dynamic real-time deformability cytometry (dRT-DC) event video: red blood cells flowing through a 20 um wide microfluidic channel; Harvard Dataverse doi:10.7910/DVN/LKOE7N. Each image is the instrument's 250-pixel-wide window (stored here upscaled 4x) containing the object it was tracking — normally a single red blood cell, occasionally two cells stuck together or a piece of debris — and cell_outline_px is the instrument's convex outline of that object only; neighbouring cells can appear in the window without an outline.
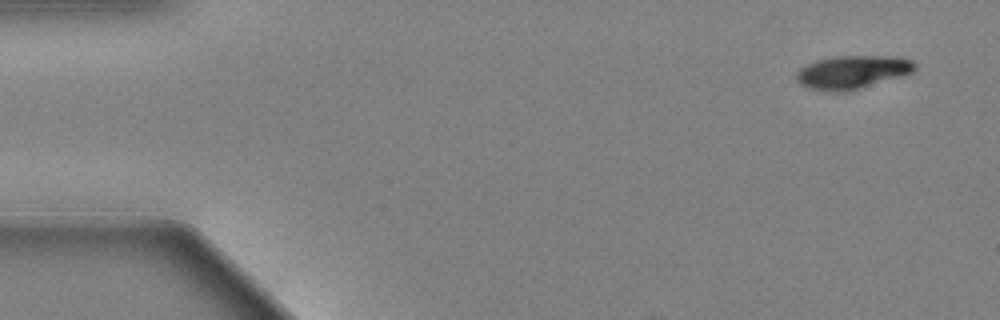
{"species": "Egyptian fruit bat (a non-hibernating species)", "species_latin": "Rousettus aegyptiacus", "temperature_condition": "warm", "stored_images_in_passage": 16, "camera_frame_rate_fps": 3000, "um_per_image_px": 0.085, "animal": {"sex": "female"}, "frame": {"image": 1, "passage_image": 1, "time_ms": 0.0, "image_size_px": [1000, 320], "cell_outline_px": [[916, 68], [912, 72], [852, 92], [836, 92], [812, 88], [800, 84], [796, 80], [796, 72], [800, 68], [816, 60], [836, 56], [896, 56], [912, 60], [916, 64]], "centroid_in_image_um": [72.46, 6.13], "position_along_channel_um": 12.5, "area_um2": 23.06}}
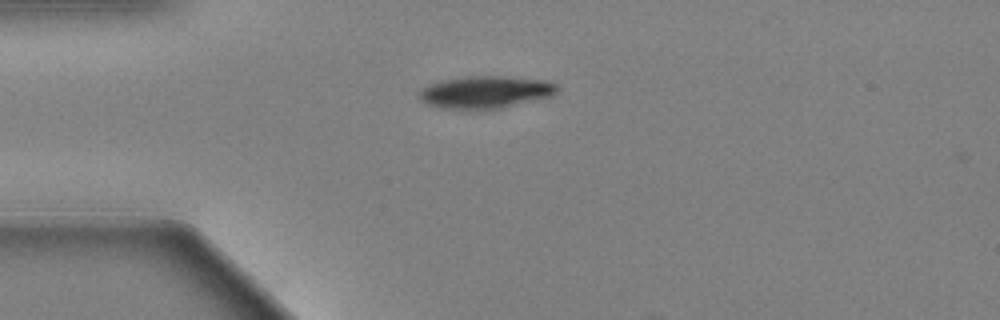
{"frame": {"image": 2, "passage_image": 13, "time_ms": 4.0, "image_size_px": [1000, 320], "cell_outline_px": [[560, 88], [552, 96], [484, 112], [440, 108], [424, 104], [420, 100], [416, 92], [420, 88], [428, 84], [440, 80], [468, 76], [504, 76], [548, 80], [556, 84]], "centroid_in_image_um": [41.19, 7.86], "position_along_channel_um": 43.8, "area_um2": 27.11}}